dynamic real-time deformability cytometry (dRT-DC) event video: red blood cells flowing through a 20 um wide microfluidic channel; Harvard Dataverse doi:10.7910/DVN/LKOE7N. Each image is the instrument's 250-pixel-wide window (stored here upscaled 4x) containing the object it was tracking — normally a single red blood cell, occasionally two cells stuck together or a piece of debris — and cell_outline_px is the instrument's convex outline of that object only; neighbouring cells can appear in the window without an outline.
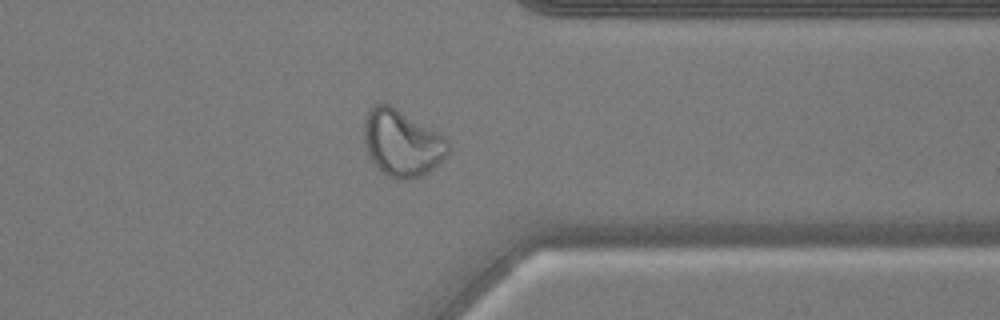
{"species": "common noctule bat (a hibernating species)", "species_latin": "Nyctalus noctula", "temperature_condition": "warm", "stored_images_in_passage": 41, "camera_frame_rate_fps": 3000, "um_per_image_px": 0.085, "animal": {"sex": "male", "body_mass_g": 17.9, "forearm_length_mm": 54.2}, "frame": {"image": 1, "passage_image": 30, "time_ms": 9.667, "image_size_px": [1000, 320], "cell_outline_px": [[448, 152], [428, 172], [420, 176], [408, 180], [396, 180], [388, 176], [368, 156], [364, 140], [364, 116], [368, 108], [380, 100], [392, 104], [444, 136], [448, 140]], "centroid_in_image_um": [34.11, 12.09], "position_along_channel_um": 377.3, "area_um2": 32.89}}